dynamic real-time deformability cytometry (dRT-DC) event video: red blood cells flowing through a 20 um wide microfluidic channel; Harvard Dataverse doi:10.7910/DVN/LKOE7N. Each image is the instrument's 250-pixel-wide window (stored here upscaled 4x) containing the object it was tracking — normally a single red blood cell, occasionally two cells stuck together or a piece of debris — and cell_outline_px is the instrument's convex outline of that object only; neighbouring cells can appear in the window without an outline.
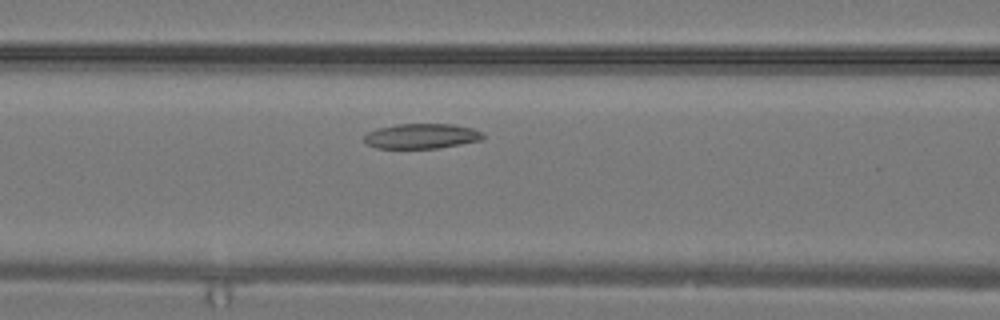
{"species": "common noctule bat (a hibernating species)", "species_latin": "Nyctalus noctula", "temperature_condition": "warm", "stored_images_in_passage": 20, "camera_frame_rate_fps": 3000, "um_per_image_px": 0.085, "animal": {"sex": "male", "body_mass_g": 19.2, "forearm_length_mm": 51.8}, "frame": {"image": 1, "passage_image": 10, "time_ms": 3.0, "image_size_px": [1000, 320], "cell_outline_px": [[484, 136], [480, 140], [460, 144], [436, 148], [376, 148], [368, 144], [364, 140], [364, 136], [368, 132], [376, 128], [396, 124], [452, 124], [472, 128], [480, 132]], "centroid_in_image_um": [35.79, 11.56], "position_along_channel_um": 130.8, "area_um2": 17.17}}
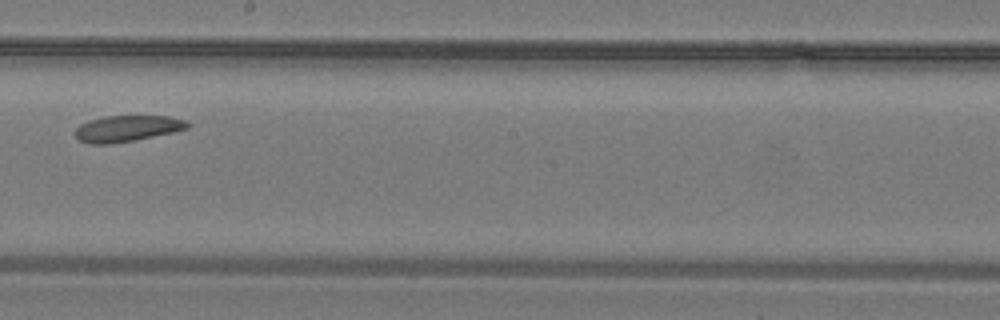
{"frame": {"image": 2, "passage_image": 15, "time_ms": 4.667, "image_size_px": [1000, 320], "cell_outline_px": [[188, 128], [172, 132], [112, 144], [88, 144], [80, 140], [76, 136], [76, 128], [80, 124], [88, 120], [104, 116], [168, 116], [184, 120], [188, 124]], "centroid_in_image_um": [10.75, 10.92], "position_along_channel_um": 237.5, "area_um2": 16.88}}
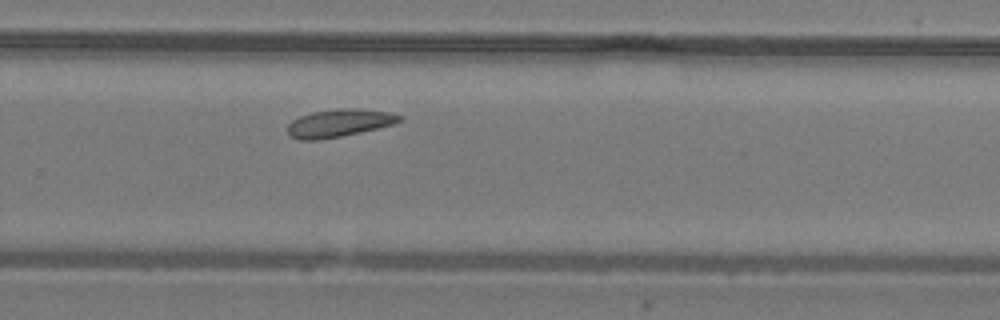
{"frame": {"image": 3, "passage_image": 18, "time_ms": 5.667, "image_size_px": [1000, 320], "cell_outline_px": [[400, 120], [392, 124], [360, 132], [340, 136], [316, 140], [300, 140], [292, 136], [288, 132], [288, 124], [292, 120], [300, 116], [312, 112], [340, 108], [360, 108], [392, 112], [400, 116]], "centroid_in_image_um": [28.81, 10.44], "position_along_channel_um": 301.0, "area_um2": 17.86}}